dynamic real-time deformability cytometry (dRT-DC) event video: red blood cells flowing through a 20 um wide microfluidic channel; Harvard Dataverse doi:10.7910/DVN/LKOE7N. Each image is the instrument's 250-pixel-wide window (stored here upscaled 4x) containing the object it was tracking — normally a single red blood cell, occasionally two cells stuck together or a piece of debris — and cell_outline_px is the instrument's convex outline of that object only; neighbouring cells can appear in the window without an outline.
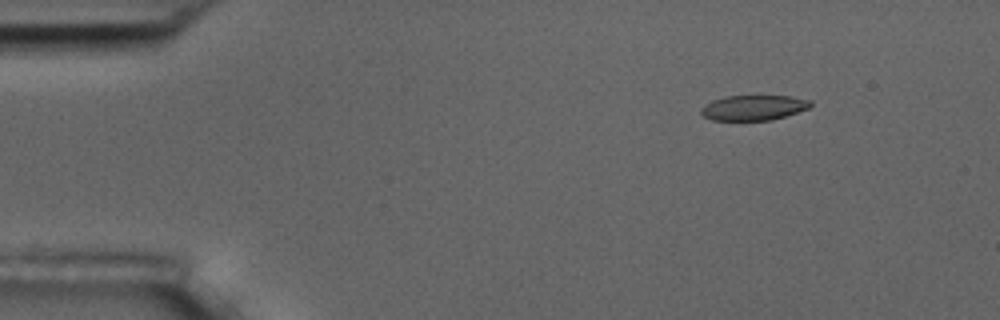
{"species": "common noctule bat (a hibernating species)", "species_latin": "Nyctalus noctula", "temperature_condition": "room temperature", "stored_images_in_passage": 5, "camera_frame_rate_fps": 3000, "um_per_image_px": 0.085, "animal": {"sex": "male", "body_mass_g": 17.5, "forearm_length_mm": 52.3}, "frame": {"image": 1, "passage_image": 2, "time_ms": 1.0, "image_size_px": [1000, 320], "cell_outline_px": [[812, 104], [808, 108], [772, 120], [712, 120], [704, 116], [700, 112], [700, 108], [704, 104], [712, 100], [724, 96], [788, 96], [812, 100]], "centroid_in_image_um": [64.01, 9.14], "position_along_channel_um": 21.0, "area_um2": 16.01}}
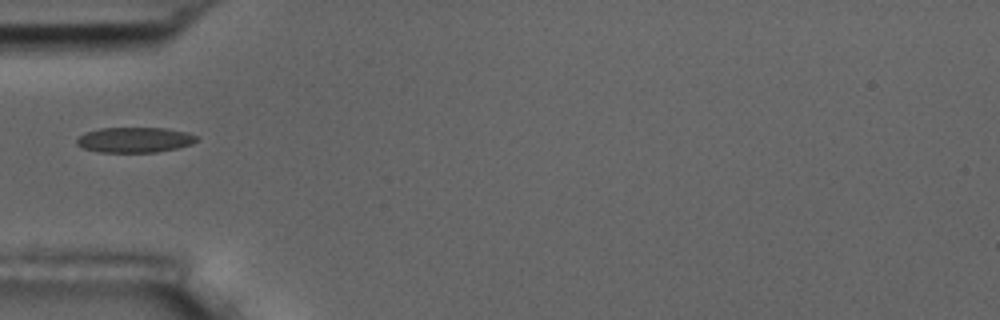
{"frame": {"image": 2, "passage_image": 5, "time_ms": 4.667, "image_size_px": [1000, 320], "cell_outline_px": [[200, 140], [192, 144], [176, 148], [156, 152], [100, 152], [84, 148], [76, 144], [76, 140], [84, 132], [100, 128], [164, 128], [184, 132], [200, 136]], "centroid_in_image_um": [11.47, 11.88], "position_along_channel_um": 73.5, "area_um2": 17.69}}